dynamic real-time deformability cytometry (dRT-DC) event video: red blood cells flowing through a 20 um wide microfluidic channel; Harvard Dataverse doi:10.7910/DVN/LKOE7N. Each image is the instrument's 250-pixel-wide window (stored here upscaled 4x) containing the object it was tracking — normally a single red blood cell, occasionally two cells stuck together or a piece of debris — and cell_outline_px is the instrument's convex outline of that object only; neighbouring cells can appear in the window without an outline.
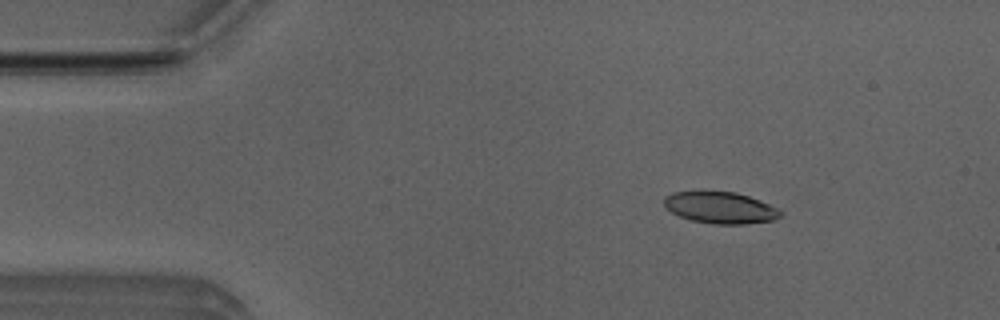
{"species": "Egyptian fruit bat (a non-hibernating species)", "species_latin": "Rousettus aegyptiacus", "temperature_condition": "room temperature", "stored_images_in_passage": 47, "camera_frame_rate_fps": 3000, "um_per_image_px": 0.085, "animal": {"sex": "male"}, "frame": {"image": 1, "passage_image": 2, "time_ms": 0.333, "image_size_px": [1000, 320], "cell_outline_px": [[784, 212], [780, 216], [772, 220], [744, 224], [712, 224], [692, 220], [680, 216], [672, 212], [664, 204], [664, 196], [672, 192], [736, 192], [760, 200]], "centroid_in_image_um": [61.23, 17.65], "position_along_channel_um": 23.8, "area_um2": 21.15}}
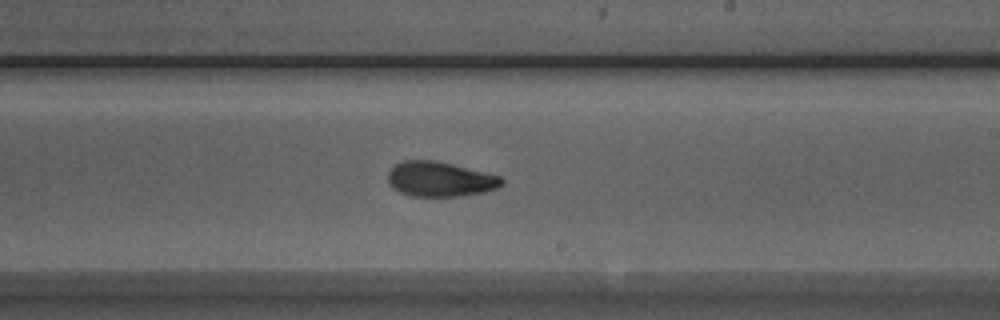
{"frame": {"image": 2, "passage_image": 25, "time_ms": 8.0, "image_size_px": [1000, 320], "cell_outline_px": [[504, 184], [496, 188], [484, 192], [460, 196], [412, 196], [400, 192], [392, 188], [388, 184], [388, 172], [396, 164], [404, 160], [436, 160], [500, 176], [504, 180]], "centroid_in_image_um": [37.38, 15.23], "position_along_channel_um": 251.6, "area_um2": 23.12}}
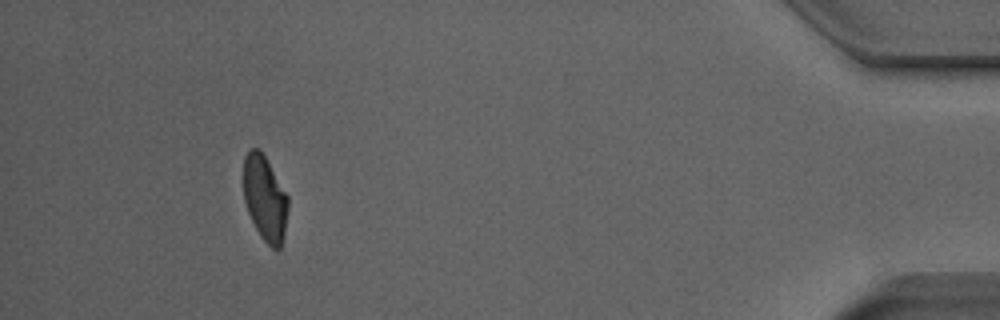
{"frame": {"image": 3, "passage_image": 43, "time_ms": 14.0, "image_size_px": [1000, 320], "cell_outline_px": [[288, 208], [284, 232], [280, 248], [272, 248], [260, 236], [248, 212], [244, 200], [244, 156], [248, 148], [260, 148], [288, 196]], "centroid_in_image_um": [22.51, 16.81], "position_along_channel_um": 412.7, "area_um2": 21.96}, "authors_computed_cell_mechanics": {"area_um2": 23.12, "velocity_mm_per_s": 3.8467, "shape_relaxation_time_tau1_ms": 4.9415, "shape_relaxation_time_tau2_ms": 1.5331, "deformation_change_tau1": 0.1646, "deformation_change_tau2": 0.0751}}